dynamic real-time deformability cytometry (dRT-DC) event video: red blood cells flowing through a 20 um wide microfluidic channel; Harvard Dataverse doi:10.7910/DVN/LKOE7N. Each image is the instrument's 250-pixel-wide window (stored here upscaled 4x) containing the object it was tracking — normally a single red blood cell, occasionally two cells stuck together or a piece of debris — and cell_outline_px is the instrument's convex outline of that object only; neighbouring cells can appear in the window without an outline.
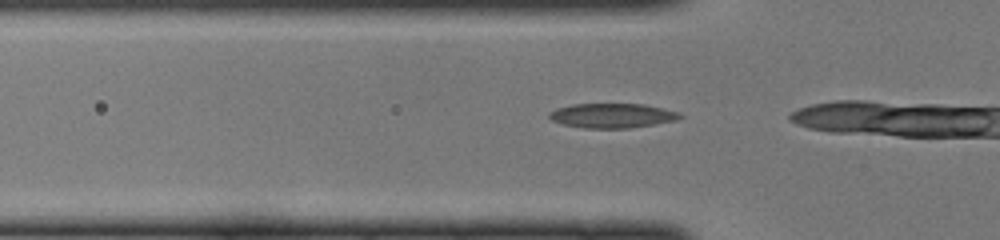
{"species": "common noctule bat (a hibernating species)", "species_latin": "Nyctalus noctula", "temperature_condition": "cold", "stored_images_in_passage": 11, "camera_frame_rate_fps": 3000, "um_per_image_px": 0.085, "animal": {"sex": "female", "body_mass_g": 22.0, "forearm_length_mm": 56.7}, "frame": {"image": 1, "passage_image": 7, "time_ms": 2.0, "image_size_px": [1000, 240], "cell_outline_px": [[684, 116], [676, 120], [628, 128], [584, 128], [564, 124], [552, 120], [548, 116], [548, 112], [556, 108], [572, 104], [644, 104], [680, 112]], "centroid_in_image_um": [52.02, 9.82], "position_along_channel_um": 73.8, "area_um2": 18.61}}